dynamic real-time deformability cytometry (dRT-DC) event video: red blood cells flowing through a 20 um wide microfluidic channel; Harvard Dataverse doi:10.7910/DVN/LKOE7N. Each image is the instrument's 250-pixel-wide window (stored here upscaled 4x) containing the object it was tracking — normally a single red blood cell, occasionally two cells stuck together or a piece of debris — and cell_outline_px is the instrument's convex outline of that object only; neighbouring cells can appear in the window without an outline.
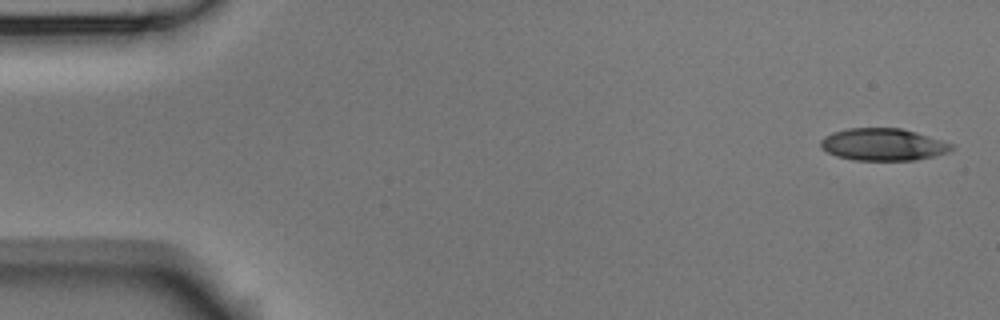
{"species": "Egyptian fruit bat (a non-hibernating species)", "species_latin": "Rousettus aegyptiacus", "temperature_condition": "room temperature", "stored_images_in_passage": 6, "camera_frame_rate_fps": 3000, "um_per_image_px": 0.085, "animal": {"sex": "male"}, "frame": {"image": 1, "passage_image": 1, "time_ms": 0.0, "image_size_px": [1000, 320], "cell_outline_px": [[956, 144], [948, 152], [936, 156], [916, 160], [852, 160], [836, 156], [820, 148], [820, 140], [824, 136], [832, 132], [848, 128], [900, 128], [916, 132]], "centroid_in_image_um": [75.06, 12.28], "position_along_channel_um": 9.9, "area_um2": 24.8}}
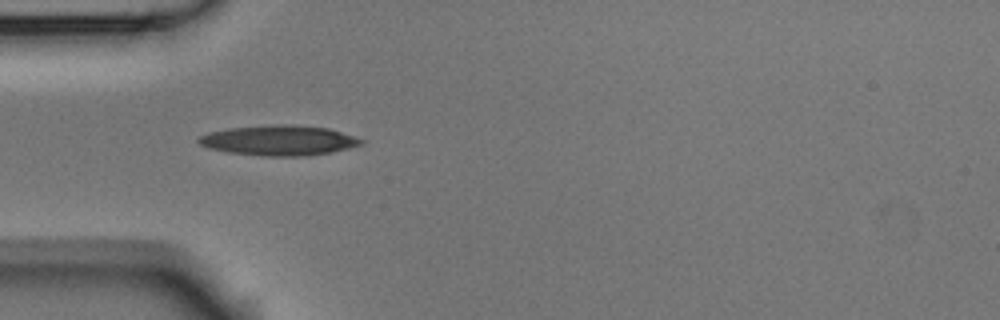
{"frame": {"image": 2, "passage_image": 5, "time_ms": 1.333, "image_size_px": [1000, 320], "cell_outline_px": [[364, 144], [348, 148], [328, 152], [304, 156], [268, 156], [228, 152], [212, 148], [200, 144], [196, 140], [200, 136], [208, 132], [228, 128], [280, 124], [292, 124], [328, 128], [364, 140]], "centroid_in_image_um": [23.7, 11.92], "position_along_channel_um": 61.3, "area_um2": 28.21}}
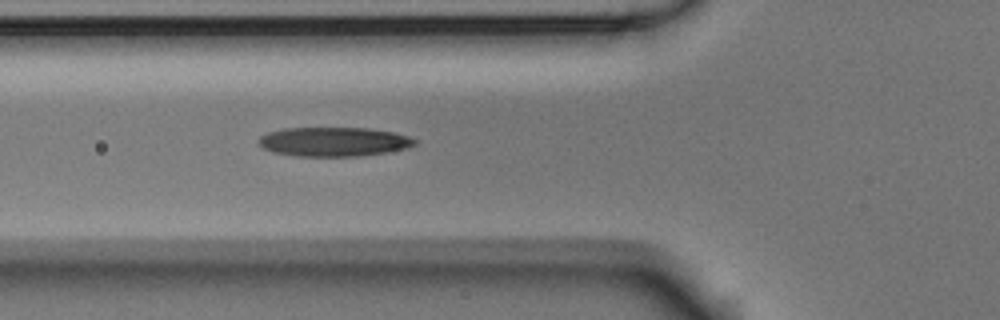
{"frame": {"image": 3, "passage_image": 6, "time_ms": 1.667, "image_size_px": [1000, 320], "cell_outline_px": [[420, 140], [416, 144], [408, 148], [360, 156], [296, 156], [272, 152], [264, 148], [256, 140], [260, 136], [268, 132], [284, 128], [368, 128], [392, 132], [408, 136]], "centroid_in_image_um": [28.37, 12.04], "position_along_channel_um": 97.4, "area_um2": 26.65}}